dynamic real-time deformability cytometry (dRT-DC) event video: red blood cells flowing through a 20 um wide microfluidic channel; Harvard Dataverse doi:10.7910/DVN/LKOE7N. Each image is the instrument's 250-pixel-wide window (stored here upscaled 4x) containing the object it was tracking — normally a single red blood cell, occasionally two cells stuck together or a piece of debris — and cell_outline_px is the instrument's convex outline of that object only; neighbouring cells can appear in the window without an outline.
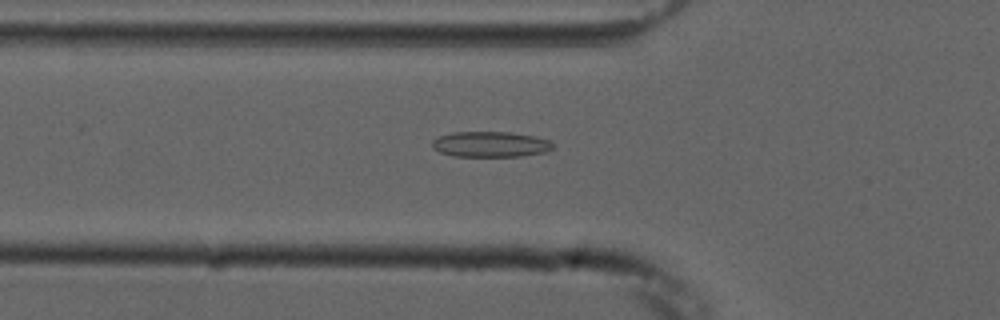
{"species": "common noctule bat (a hibernating species)", "species_latin": "Nyctalus noctula", "temperature_condition": "cold", "stored_images_in_passage": 55, "camera_frame_rate_fps": 3000, "um_per_image_px": 0.085, "animal": {"sex": "male", "forearm_length_mm": 52.5}, "frame": {"image": 1, "passage_image": 19, "time_ms": 6.0, "image_size_px": [1000, 320], "cell_outline_px": [[552, 148], [544, 152], [520, 156], [452, 156], [440, 152], [432, 148], [432, 140], [440, 136], [452, 132], [508, 132], [532, 136], [552, 140]], "centroid_in_image_um": [41.66, 12.26], "position_along_channel_um": 84.1, "area_um2": 17.86}}
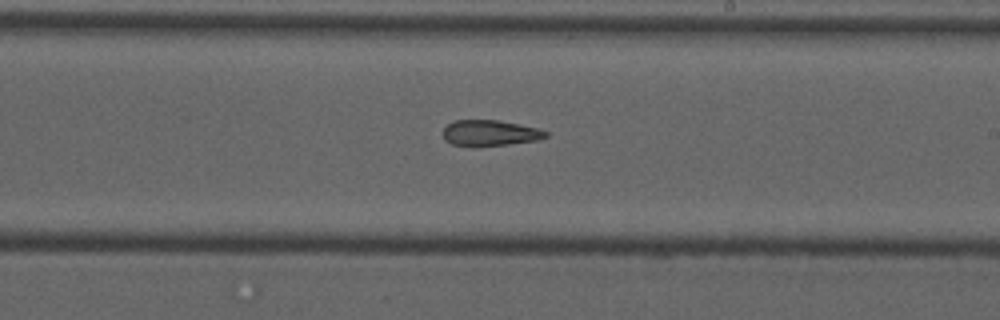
{"frame": {"image": 2, "passage_image": 32, "time_ms": 10.333, "image_size_px": [1000, 320], "cell_outline_px": [[548, 136], [540, 140], [476, 148], [472, 148], [452, 144], [444, 140], [444, 128], [452, 120], [496, 120], [536, 128], [548, 132]], "centroid_in_image_um": [41.61, 11.34], "position_along_channel_um": 247.4, "area_um2": 15.72}}
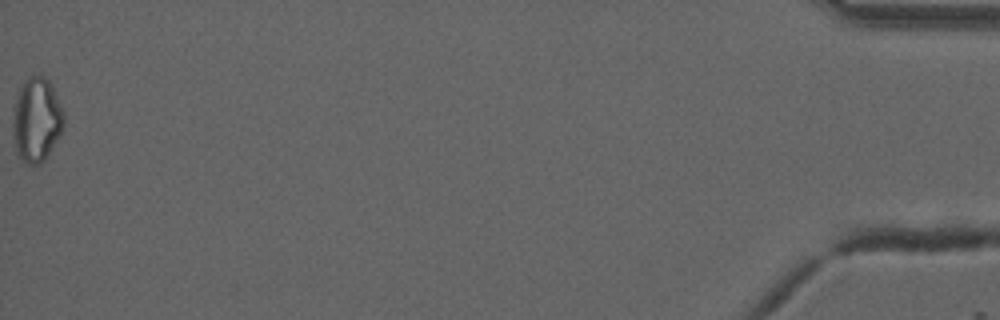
{"frame": {"image": 3, "passage_image": 55, "time_ms": 18.0, "image_size_px": [1000, 320], "cell_outline_px": [[64, 124], [56, 140], [44, 160], [40, 164], [28, 164], [16, 152], [12, 128], [12, 120], [16, 100], [20, 88], [24, 80], [28, 76], [44, 76], [48, 80], [64, 112]], "centroid_in_image_um": [3.09, 10.17], "position_along_channel_um": 432.1, "area_um2": 24.57}, "authors_computed_cell_mechanics": {"area_um2": 17.8602, "velocity_mm_per_s": 3.7654, "shape_relaxation_time_tau1_ms": null, "shape_relaxation_time_tau2_ms": 7.5429, "deformation_change_tau1": null, "deformation_change_tau2": 0.1886}}